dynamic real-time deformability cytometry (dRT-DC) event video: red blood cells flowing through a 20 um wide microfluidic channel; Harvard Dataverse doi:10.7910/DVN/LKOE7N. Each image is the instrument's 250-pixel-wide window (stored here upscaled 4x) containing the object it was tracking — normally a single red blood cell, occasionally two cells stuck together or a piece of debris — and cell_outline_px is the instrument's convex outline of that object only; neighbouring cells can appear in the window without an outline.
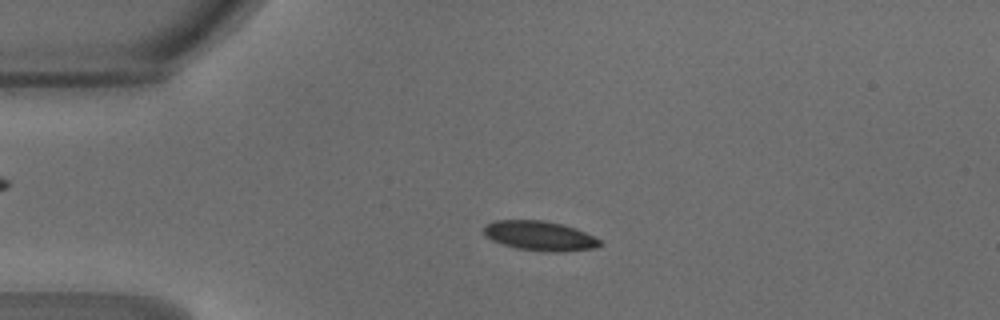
{"species": "common noctule bat (a hibernating species)", "species_latin": "Nyctalus noctula", "temperature_condition": "warm", "stored_images_in_passage": 42, "camera_frame_rate_fps": 3000, "um_per_image_px": 0.085, "animal": {"sex": "male", "body_mass_g": 18.8}, "frame": {"image": 1, "passage_image": 6, "time_ms": 1.667, "image_size_px": [1000, 320], "cell_outline_px": [[604, 244], [596, 248], [556, 252], [520, 248], [504, 244], [492, 240], [484, 236], [484, 224], [496, 220], [544, 220], [564, 224], [576, 228], [600, 240]], "centroid_in_image_um": [45.88, 20.02], "position_along_channel_um": 39.1, "area_um2": 19.88}}
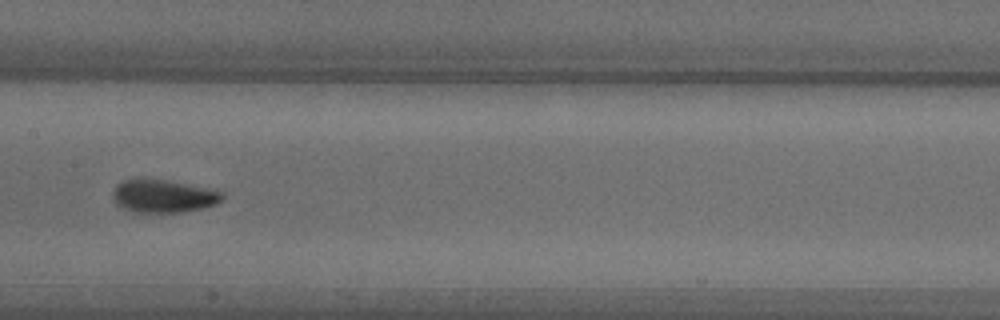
{"frame": {"image": 2, "passage_image": 19, "time_ms": 6.0, "image_size_px": [1000, 320], "cell_outline_px": [[224, 200], [216, 204], [204, 208], [184, 212], [136, 212], [124, 208], [116, 204], [112, 196], [112, 192], [116, 184], [124, 180], [164, 180], [204, 188], [220, 192], [224, 196]], "centroid_in_image_um": [13.87, 16.69], "position_along_channel_um": 193.5, "area_um2": 20.58}}
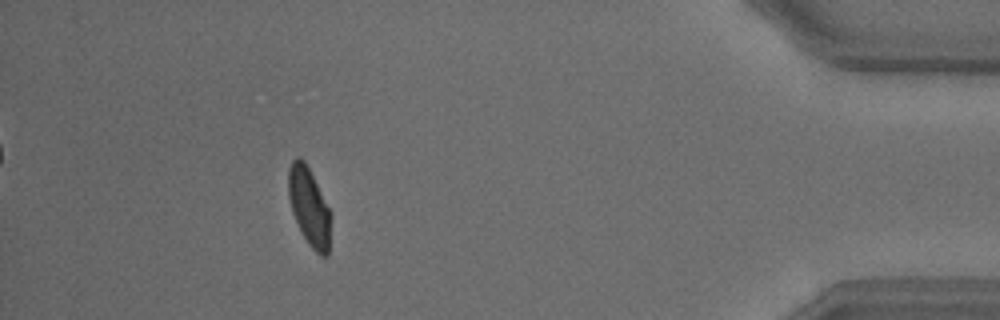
{"frame": {"image": 3, "passage_image": 38, "time_ms": 12.333, "image_size_px": [1000, 320], "cell_outline_px": [[332, 216], [328, 256], [320, 256], [308, 244], [292, 212], [288, 196], [288, 168], [292, 160], [296, 156], [300, 156], [304, 160], [332, 212]], "centroid_in_image_um": [26.3, 17.57], "position_along_channel_um": 408.9, "area_um2": 19.54}, "authors_computed_cell_mechanics": {"area_um2": 20.1144, "velocity_mm_per_s": 4.2388, "shape_relaxation_time_tau1_ms": 2.4897, "shape_relaxation_time_tau2_ms": 0.8164, "deformation_change_tau1": 0.1167, "deformation_change_tau2": 0.0482}}